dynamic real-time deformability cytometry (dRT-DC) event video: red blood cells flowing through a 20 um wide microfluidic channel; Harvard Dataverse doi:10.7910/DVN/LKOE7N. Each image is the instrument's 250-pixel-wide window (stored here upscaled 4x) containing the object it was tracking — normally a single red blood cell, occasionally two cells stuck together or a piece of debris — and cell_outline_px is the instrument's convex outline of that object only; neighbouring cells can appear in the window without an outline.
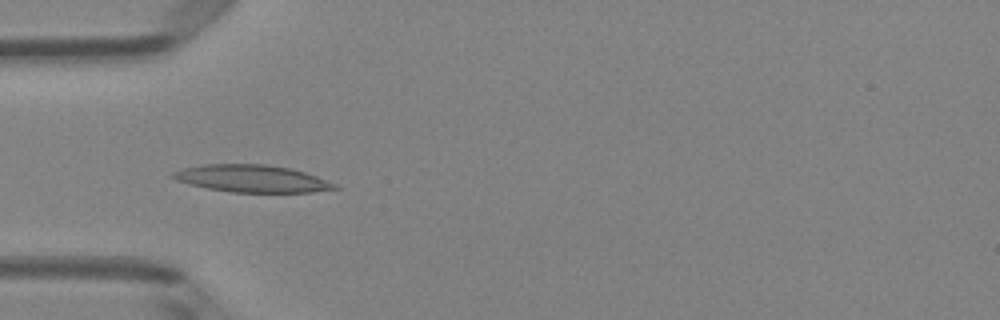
{"species": "Egyptian fruit bat (a non-hibernating species)", "species_latin": "Rousettus aegyptiacus", "temperature_condition": "room temperature", "stored_images_in_passage": 39, "camera_frame_rate_fps": 3000, "um_per_image_px": 0.085, "animal": {"sex": "female"}, "frame": {"image": 1, "passage_image": 7, "time_ms": 2.0, "image_size_px": [1000, 320], "cell_outline_px": [[340, 188], [312, 192], [232, 192], [208, 188], [176, 180], [172, 176], [172, 172], [184, 168], [204, 164], [264, 164], [288, 168], [304, 172], [316, 176], [336, 184]], "centroid_in_image_um": [21.42, 15.18], "position_along_channel_um": 63.6, "area_um2": 25.32}}
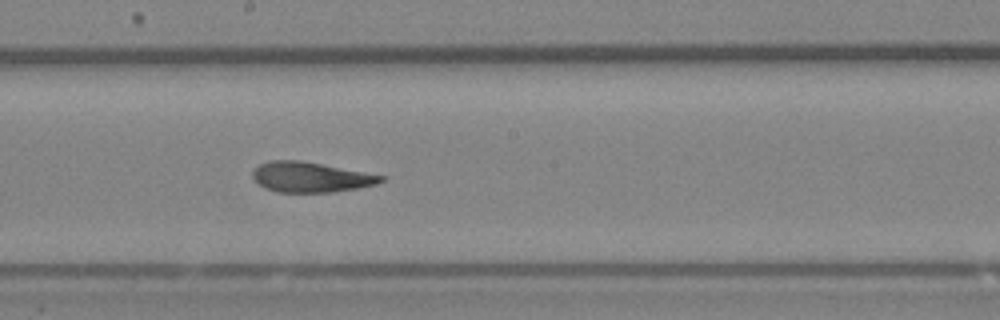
{"frame": {"image": 2, "passage_image": 19, "time_ms": 6.0, "image_size_px": [1000, 320], "cell_outline_px": [[388, 176], [384, 180], [376, 184], [356, 188], [332, 192], [276, 192], [264, 188], [252, 176], [252, 172], [260, 164], [268, 160], [300, 160]], "centroid_in_image_um": [26.41, 15.05], "position_along_channel_um": 221.8, "area_um2": 22.54}}
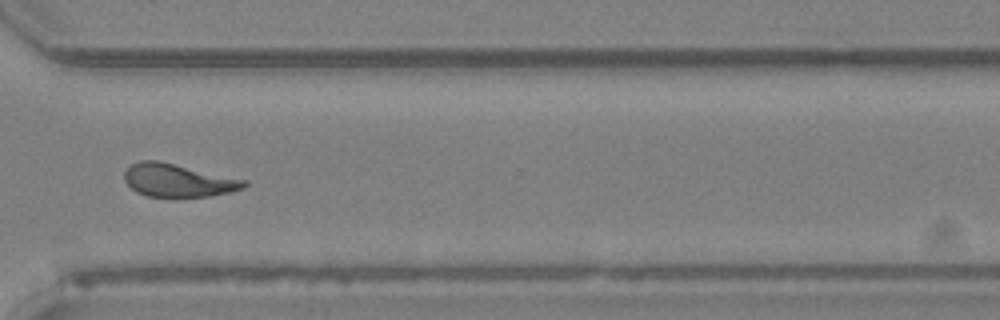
{"frame": {"image": 3, "passage_image": 29, "time_ms": 9.333, "image_size_px": [1000, 320], "cell_outline_px": [[248, 184], [244, 188], [232, 192], [208, 196], [172, 200], [148, 196], [136, 192], [124, 180], [124, 172], [132, 164], [140, 160], [160, 160], [248, 180]], "centroid_in_image_um": [15.16, 15.36], "position_along_channel_um": 355.4, "area_um2": 23.99}, "authors_computed_cell_mechanics": {"area_um2": 23.409, "velocity_mm_per_s": 4.0076, "shape_relaxation_time_tau1_ms": 6.6085, "shape_relaxation_time_tau2_ms": 1.996, "deformation_change_tau1": 0.1973, "deformation_change_tau2": 0.1068}}